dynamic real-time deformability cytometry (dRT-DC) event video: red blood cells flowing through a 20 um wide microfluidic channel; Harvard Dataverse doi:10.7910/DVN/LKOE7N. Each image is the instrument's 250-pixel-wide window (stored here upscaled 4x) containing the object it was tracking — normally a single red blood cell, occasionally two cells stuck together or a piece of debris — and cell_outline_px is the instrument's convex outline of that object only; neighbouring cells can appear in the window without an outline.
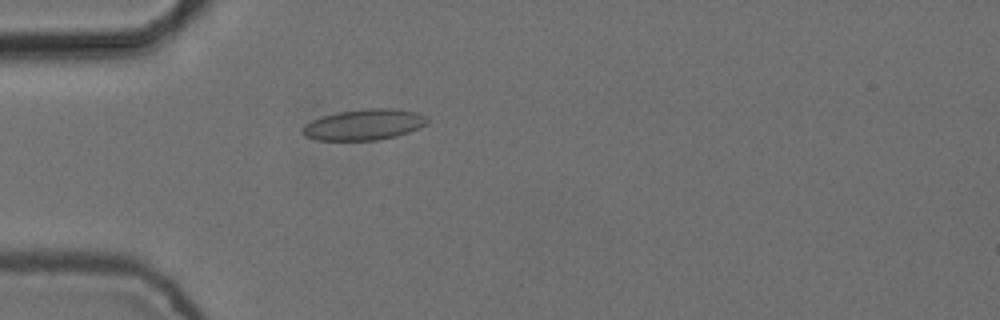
{"species": "common noctule bat (a hibernating species)", "species_latin": "Nyctalus noctula", "temperature_condition": "cold", "stored_images_in_passage": 5, "camera_frame_rate_fps": 3000, "um_per_image_px": 0.085, "animal": {"sex": "female", "body_mass_g": 24.6, "forearm_length_mm": 56.2}, "frame": {"image": 1, "passage_image": 5, "time_ms": 1.333, "image_size_px": [1000, 320], "cell_outline_px": [[428, 124], [420, 128], [396, 136], [376, 140], [316, 140], [304, 136], [300, 132], [300, 128], [304, 124], [312, 120], [324, 116], [340, 112], [368, 108], [396, 108], [416, 112], [424, 116], [428, 120]], "centroid_in_image_um": [30.93, 10.6], "position_along_channel_um": 54.1, "area_um2": 22.54}}